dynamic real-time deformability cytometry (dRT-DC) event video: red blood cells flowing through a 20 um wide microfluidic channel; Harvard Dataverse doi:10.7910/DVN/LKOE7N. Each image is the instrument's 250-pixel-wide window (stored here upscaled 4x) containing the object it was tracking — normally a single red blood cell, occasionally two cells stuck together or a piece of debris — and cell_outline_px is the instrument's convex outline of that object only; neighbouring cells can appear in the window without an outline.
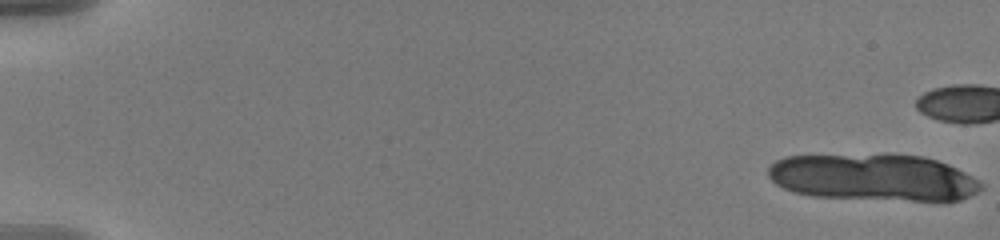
{"species": "human", "species_latin": "Homo sapiens", "temperature_condition": "warm", "stored_images_in_passage": 33, "camera_frame_rate_fps": 3000, "um_per_image_px": 0.085, "donor": {"sex": "male"}, "frame": {"image": 1, "passage_image": 1, "time_ms": 0.0, "image_size_px": [1000, 240], "cell_outline_px": [[984, 188], [960, 200], [944, 204], [940, 204], [812, 196], [792, 192], [776, 184], [768, 176], [768, 168], [776, 160], [784, 156], [888, 152], [924, 156], [948, 164], [972, 176], [984, 184]], "centroid_in_image_um": [74.3, 15.09], "position_along_channel_um": 10.7, "area_um2": 60.81}}
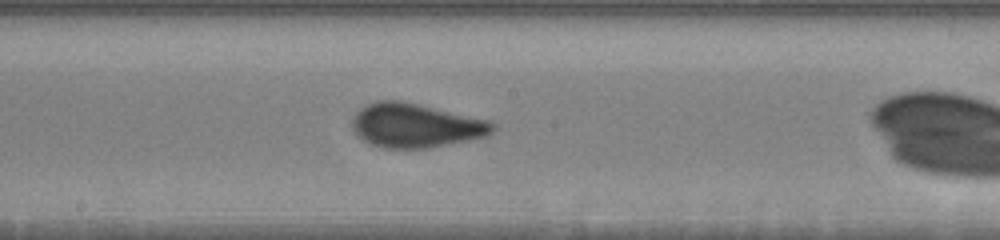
{"frame": {"image": 2, "passage_image": 23, "time_ms": 7.333, "image_size_px": [1000, 240], "cell_outline_px": [[496, 128], [492, 132], [484, 136], [468, 140], [424, 148], [380, 148], [364, 140], [352, 128], [352, 120], [356, 112], [360, 108], [376, 100], [396, 100], [416, 104], [488, 120], [496, 124]], "centroid_in_image_um": [35.3, 10.66], "position_along_channel_um": 212.9, "area_um2": 35.49}}
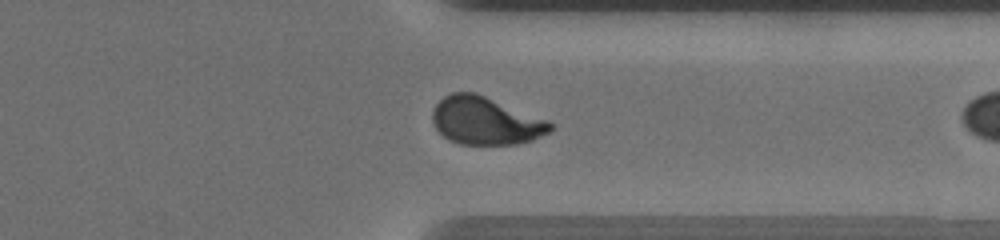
{"frame": {"image": 3, "passage_image": 31, "time_ms": 10.0, "image_size_px": [1000, 240], "cell_outline_px": [[556, 128], [532, 140], [516, 144], [460, 144], [448, 140], [432, 124], [432, 108], [444, 96], [452, 92], [476, 92], [548, 120]], "centroid_in_image_um": [41.26, 10.26], "position_along_channel_um": 370.1, "area_um2": 32.95}}